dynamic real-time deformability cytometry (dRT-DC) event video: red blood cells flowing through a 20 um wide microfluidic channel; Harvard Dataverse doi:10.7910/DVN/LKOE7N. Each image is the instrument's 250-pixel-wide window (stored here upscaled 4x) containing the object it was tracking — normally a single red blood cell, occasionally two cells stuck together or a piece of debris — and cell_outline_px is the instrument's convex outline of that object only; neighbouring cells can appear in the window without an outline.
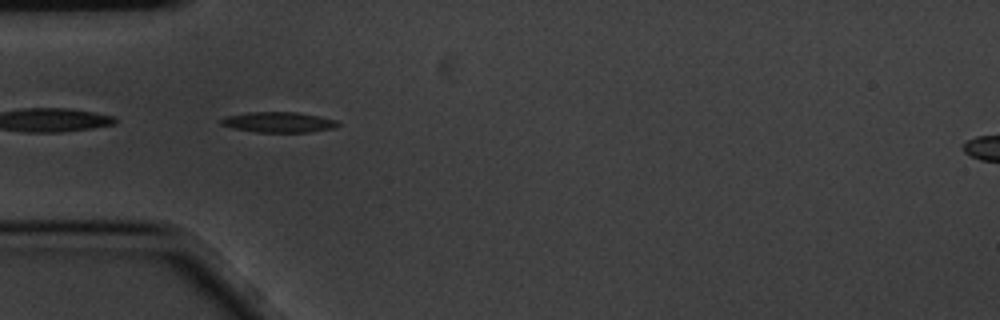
{"species": "common noctule bat (a hibernating species)", "species_latin": "Nyctalus noctula", "temperature_condition": "cold", "stored_images_in_passage": 6, "segment_of_instrument_passage": [2, 2], "camera_frame_rate_fps": 3000, "um_per_image_px": 0.085, "animal": {"sex": "male", "body_mass_g": 20.1, "forearm_length_mm": 53.5}, "frame": {"image": 1, "passage_image": 5, "time_ms": 1.333, "image_size_px": [1000, 320], "cell_outline_px": [[340, 124], [336, 128], [312, 132], [256, 132], [232, 128], [220, 124], [216, 120], [224, 116], [248, 112], [296, 112], [336, 120]], "centroid_in_image_um": [23.61, 10.39], "position_along_channel_um": 61.4, "area_um2": 14.1}}
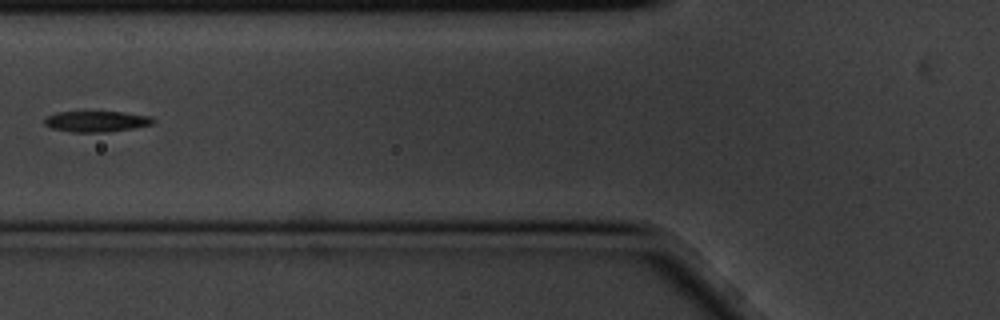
{"frame": {"image": 2, "passage_image": 6, "time_ms": 1.667, "image_size_px": [1000, 320], "cell_outline_px": [[156, 120], [152, 124], [132, 128], [108, 132], [72, 132], [52, 128], [44, 124], [44, 120], [48, 116], [56, 112], [124, 112], [152, 116]], "centroid_in_image_um": [8.22, 10.32], "position_along_channel_um": 117.6, "area_um2": 13.18}}